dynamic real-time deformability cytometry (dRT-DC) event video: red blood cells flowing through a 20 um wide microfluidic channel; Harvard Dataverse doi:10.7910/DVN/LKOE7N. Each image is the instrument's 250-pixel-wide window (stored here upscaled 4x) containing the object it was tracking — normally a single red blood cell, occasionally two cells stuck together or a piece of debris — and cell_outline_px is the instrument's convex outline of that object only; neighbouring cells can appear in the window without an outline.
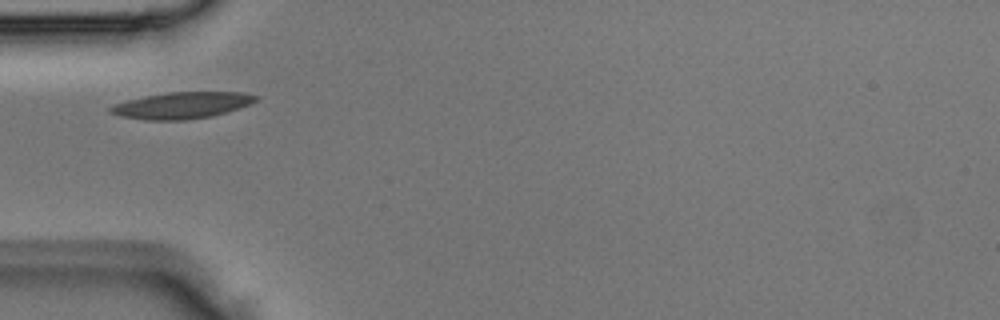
{"species": "Egyptian fruit bat (a non-hibernating species)", "species_latin": "Rousettus aegyptiacus", "temperature_condition": "room temperature", "stored_images_in_passage": 1, "camera_frame_rate_fps": 3000, "um_per_image_px": 0.085, "animal": {"sex": "male"}, "frame": {"image": 1, "passage_image": 1, "time_ms": 0.0, "image_size_px": [1000, 320], "cell_outline_px": [[260, 96], [256, 100], [240, 108], [212, 116], [184, 120], [148, 120], [120, 116], [108, 112], [108, 108], [116, 104], [128, 100], [144, 96], [168, 92], [244, 92]], "centroid_in_image_um": [15.47, 8.95], "position_along_channel_um": 69.5, "area_um2": 22.37}}